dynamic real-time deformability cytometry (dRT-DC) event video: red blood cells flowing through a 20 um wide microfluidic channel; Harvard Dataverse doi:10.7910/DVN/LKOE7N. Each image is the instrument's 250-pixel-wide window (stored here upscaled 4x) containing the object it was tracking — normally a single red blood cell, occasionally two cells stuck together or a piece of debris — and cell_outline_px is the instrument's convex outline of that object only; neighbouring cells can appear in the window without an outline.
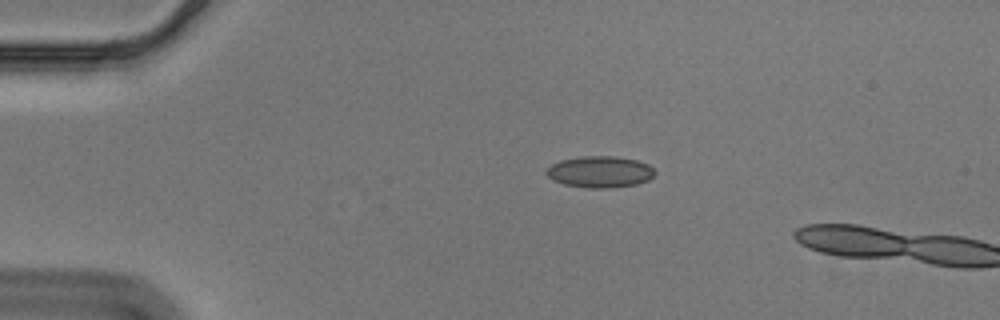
{"species": "Egyptian fruit bat (a non-hibernating species)", "species_latin": "Rousettus aegyptiacus", "temperature_condition": "cold", "stored_images_in_passage": 3, "camera_frame_rate_fps": 3000, "um_per_image_px": 0.085, "animal": {"sex": "male"}, "frame": {"image": 1, "passage_image": 1, "time_ms": 0.0, "image_size_px": [1000, 320], "cell_outline_px": [[656, 172], [648, 180], [636, 184], [612, 188], [588, 188], [564, 184], [552, 180], [544, 172], [552, 164], [560, 160], [580, 156], [616, 156], [636, 160], [648, 164]], "centroid_in_image_um": [50.98, 14.6], "position_along_channel_um": 34.0, "area_um2": 19.94}}